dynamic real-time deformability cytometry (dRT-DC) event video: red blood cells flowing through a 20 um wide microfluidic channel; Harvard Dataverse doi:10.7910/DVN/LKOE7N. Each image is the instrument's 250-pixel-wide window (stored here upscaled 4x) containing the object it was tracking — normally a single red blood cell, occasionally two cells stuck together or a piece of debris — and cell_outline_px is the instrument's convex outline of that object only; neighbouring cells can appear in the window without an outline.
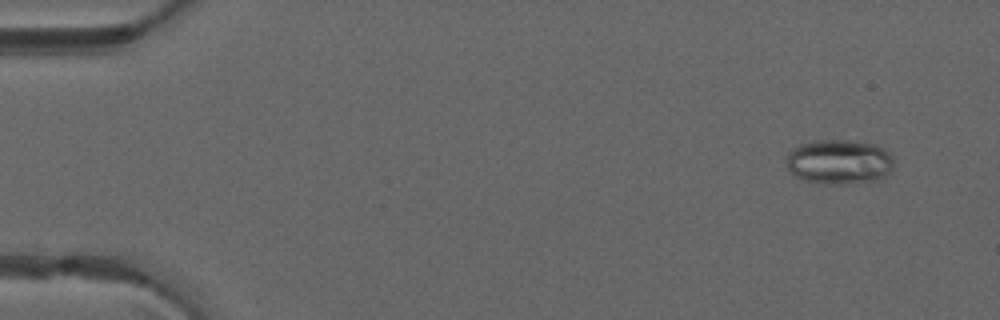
{"species": "common noctule bat (a hibernating species)", "species_latin": "Nyctalus noctula", "temperature_condition": "warm", "stored_images_in_passage": 51, "camera_frame_rate_fps": 3000, "um_per_image_px": 0.085, "animal": {"sex": "male", "forearm_length_mm": 52.5}, "frame": {"image": 1, "passage_image": 4, "time_ms": 1.0, "image_size_px": [1000, 320], "cell_outline_px": [[892, 172], [880, 180], [840, 184], [824, 184], [804, 180], [796, 176], [788, 168], [788, 152], [800, 144], [812, 140], [848, 140], [876, 144], [884, 148], [892, 156]], "centroid_in_image_um": [71.37, 13.75], "position_along_channel_um": 13.6, "area_um2": 28.15}}
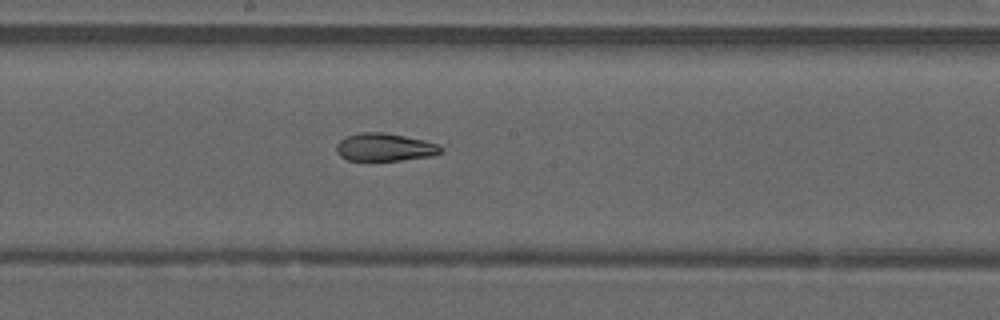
{"frame": {"image": 2, "passage_image": 28, "time_ms": 9.0, "image_size_px": [1000, 320], "cell_outline_px": [[444, 148], [440, 152], [432, 156], [400, 160], [348, 160], [340, 156], [336, 152], [336, 144], [340, 140], [348, 136], [360, 132], [384, 132], [424, 140], [436, 144]], "centroid_in_image_um": [32.68, 12.51], "position_along_channel_um": 215.5, "area_um2": 16.82}}
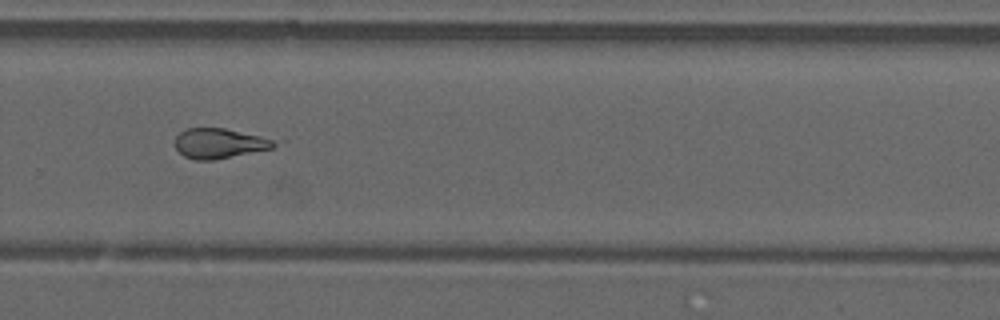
{"frame": {"image": 3, "passage_image": 35, "time_ms": 11.333, "image_size_px": [1000, 320], "cell_outline_px": [[276, 144], [272, 148], [212, 160], [196, 160], [184, 156], [176, 148], [176, 136], [184, 128], [224, 128], [260, 136], [272, 140]], "centroid_in_image_um": [18.58, 12.18], "position_along_channel_um": 311.2, "area_um2": 16.94}, "authors_computed_cell_mechanics": {"area_um2": 18.785, "velocity_mm_per_s": 4.1156, "shape_relaxation_time_tau1_ms": null, "shape_relaxation_time_tau2_ms": 2.8831, "deformation_change_tau1": null, "deformation_change_tau2": 0.1141}}